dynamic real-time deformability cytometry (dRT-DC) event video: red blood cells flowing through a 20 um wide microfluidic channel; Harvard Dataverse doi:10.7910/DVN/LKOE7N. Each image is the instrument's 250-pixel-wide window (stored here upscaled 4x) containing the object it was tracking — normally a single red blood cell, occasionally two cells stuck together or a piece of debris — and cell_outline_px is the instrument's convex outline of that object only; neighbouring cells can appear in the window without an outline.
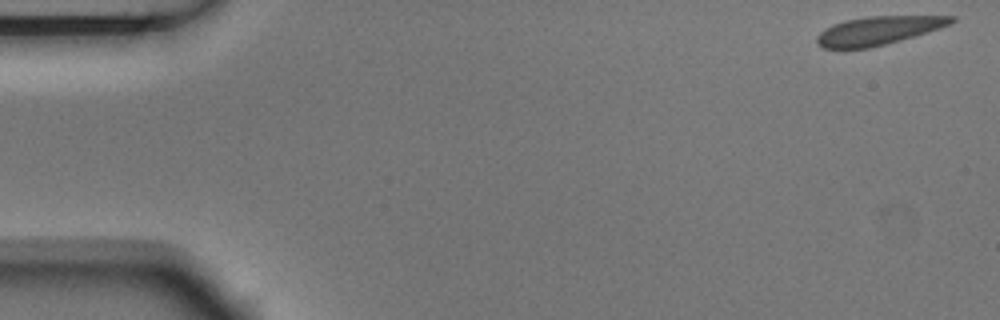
{"species": "Egyptian fruit bat (a non-hibernating species)", "species_latin": "Rousettus aegyptiacus", "temperature_condition": "room temperature", "stored_images_in_passage": 4, "camera_frame_rate_fps": 3000, "um_per_image_px": 0.085, "animal": {"sex": "male"}, "frame": {"image": 1, "passage_image": 1, "time_ms": 0.0, "image_size_px": [1000, 320], "cell_outline_px": [[956, 20], [940, 28], [900, 40], [868, 48], [824, 48], [816, 44], [816, 36], [820, 32], [832, 24], [844, 20], [868, 16], [956, 16]], "centroid_in_image_um": [74.61, 2.59], "position_along_channel_um": 10.4, "area_um2": 22.08}}
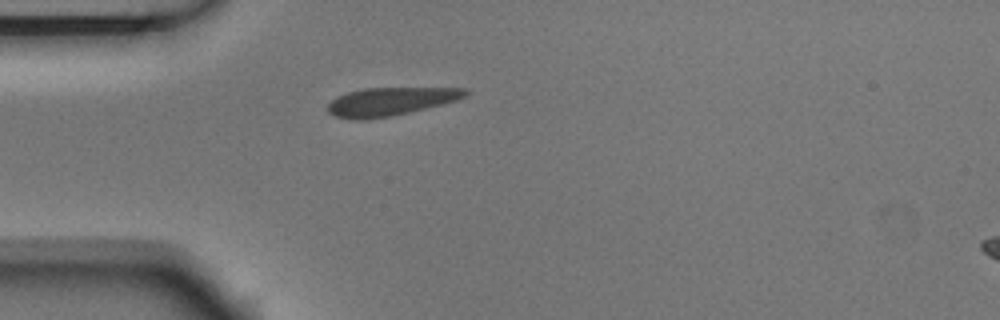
{"frame": {"image": 2, "passage_image": 4, "time_ms": 1.0, "image_size_px": [1000, 320], "cell_outline_px": [[468, 92], [464, 96], [456, 100], [392, 116], [368, 120], [352, 120], [336, 116], [328, 112], [328, 104], [336, 96], [348, 92], [364, 88], [468, 88]], "centroid_in_image_um": [33.12, 8.63], "position_along_channel_um": 51.9, "area_um2": 22.43}}